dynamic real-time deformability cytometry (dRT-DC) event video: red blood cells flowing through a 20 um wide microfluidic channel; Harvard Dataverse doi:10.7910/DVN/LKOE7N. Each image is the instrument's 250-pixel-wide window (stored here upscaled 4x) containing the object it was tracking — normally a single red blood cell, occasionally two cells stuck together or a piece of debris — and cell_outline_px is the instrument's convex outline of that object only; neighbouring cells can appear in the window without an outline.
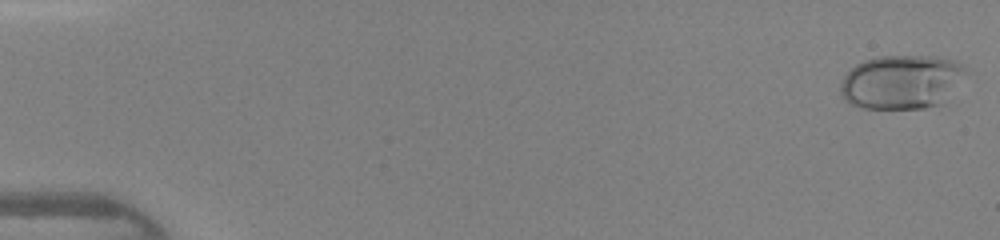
{"species": "human", "species_latin": "Homo sapiens", "temperature_condition": "warm", "stored_images_in_passage": 46, "camera_frame_rate_fps": 3000, "um_per_image_px": 0.085, "donor": {"sex": "female"}, "frame": {"image": 1, "passage_image": 1, "time_ms": 0.0, "image_size_px": [1000, 240], "cell_outline_px": [[972, 72], [944, 104], [924, 108], [860, 108], [848, 104], [844, 100], [840, 92], [840, 84], [844, 76], [856, 64], [864, 60], [880, 56], [936, 56], [956, 60], [964, 64]], "centroid_in_image_um": [76.74, 6.96], "position_along_channel_um": 8.3, "area_um2": 40.75}}
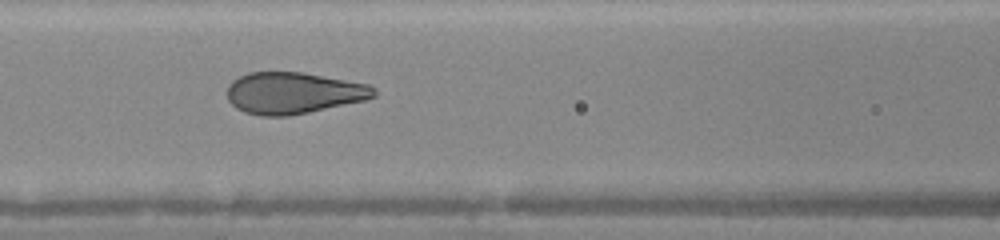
{"frame": {"image": 2, "passage_image": 21, "time_ms": 6.667, "image_size_px": [1000, 240], "cell_outline_px": [[376, 96], [364, 100], [308, 112], [288, 116], [260, 116], [244, 112], [236, 108], [228, 100], [228, 84], [232, 80], [248, 72], [304, 72], [368, 84], [376, 88]], "centroid_in_image_um": [24.92, 7.9], "position_along_channel_um": 141.7, "area_um2": 35.55}}
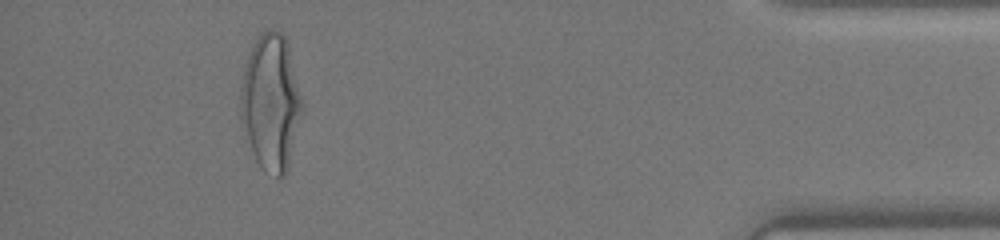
{"frame": {"image": 3, "passage_image": 43, "time_ms": 14.0, "image_size_px": [1000, 240], "cell_outline_px": [[304, 108], [288, 168], [284, 176], [280, 180], [276, 180], [256, 160], [252, 152], [240, 116], [240, 88], [244, 64], [252, 44], [256, 36], [260, 32], [268, 28], [272, 28], [280, 32], [288, 40], [304, 100]], "centroid_in_image_um": [23.05, 8.64], "position_along_channel_um": 412.1, "area_um2": 50.05}, "authors_computed_cell_mechanics": {"area_um2": 36.5585, "velocity_mm_per_s": 4.3781, "shape_relaxation_time_tau1_ms": 4.0048, "shape_relaxation_time_tau2_ms": null, "deformation_change_tau1": 0.2025, "deformation_change_tau2": null}}